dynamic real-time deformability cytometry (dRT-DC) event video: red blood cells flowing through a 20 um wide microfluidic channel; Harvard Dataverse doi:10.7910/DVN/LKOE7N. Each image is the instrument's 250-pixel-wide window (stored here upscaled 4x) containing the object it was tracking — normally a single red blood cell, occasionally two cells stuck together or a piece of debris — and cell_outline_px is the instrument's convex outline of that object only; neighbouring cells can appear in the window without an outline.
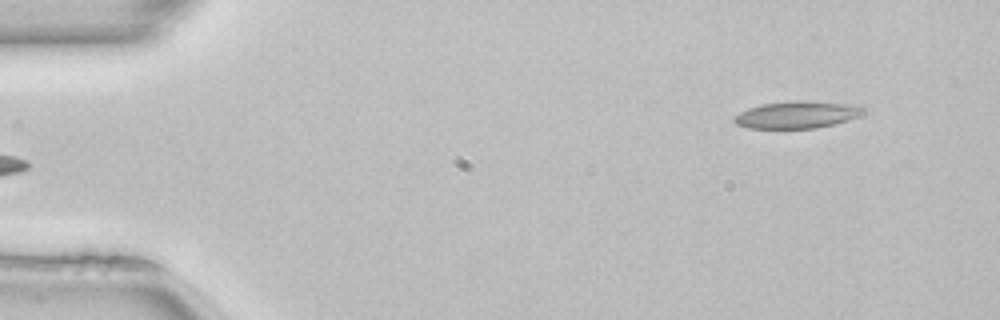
{"species": "common noctule bat (a hibernating species)", "species_latin": "Nyctalus noctula", "temperature_condition": "room temperature", "stored_images_in_passage": 47, "camera_frame_rate_fps": 3000, "um_per_image_px": 0.085, "animal": {"sex": "female", "body_mass_g": 22.7, "forearm_length_mm": 54.2}, "frame": {"image": 1, "passage_image": 1, "time_ms": 0.0, "image_size_px": [1000, 320], "cell_outline_px": [[864, 112], [848, 120], [816, 128], [748, 128], [736, 124], [732, 120], [740, 112], [748, 108], [760, 104], [800, 100], [856, 104], [864, 108]], "centroid_in_image_um": [67.73, 9.74], "position_along_channel_um": 17.3, "area_um2": 20.29}}
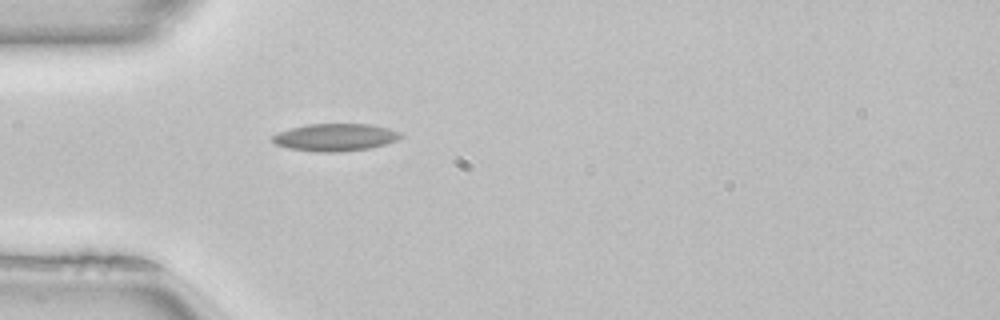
{"frame": {"image": 2, "passage_image": 11, "time_ms": 3.333, "image_size_px": [1000, 320], "cell_outline_px": [[404, 136], [396, 140], [384, 144], [368, 148], [340, 152], [316, 152], [288, 148], [276, 144], [272, 140], [272, 136], [280, 132], [292, 128], [308, 124], [368, 124], [388, 128], [400, 132]], "centroid_in_image_um": [28.5, 11.67], "position_along_channel_um": 56.5, "area_um2": 20.29}}
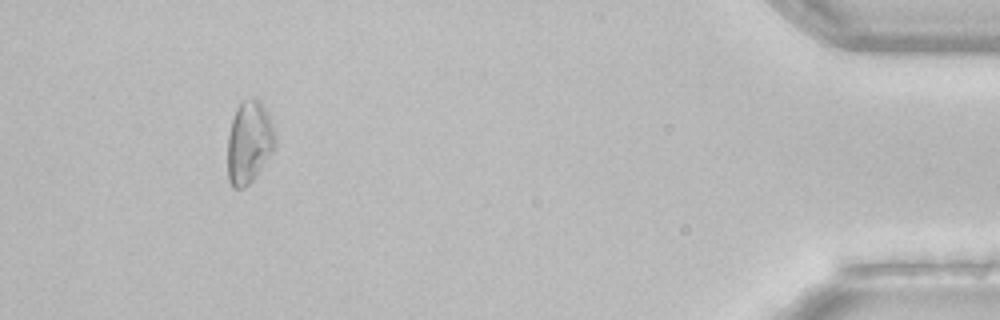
{"frame": {"image": 3, "passage_image": 43, "time_ms": 14.0, "image_size_px": [1000, 320], "cell_outline_px": [[276, 144], [252, 180], [244, 188], [232, 188], [228, 180], [228, 136], [232, 120], [236, 108], [244, 100], [256, 96], [264, 104], [276, 136]], "centroid_in_image_um": [21.16, 12.06], "position_along_channel_um": 414.0, "area_um2": 22.66}, "authors_computed_cell_mechanics": {"area_um2": 19.5364, "velocity_mm_per_s": 4.0414, "shape_relaxation_time_tau1_ms": null, "shape_relaxation_time_tau2_ms": 5.3958, "deformation_change_tau1": null, "deformation_change_tau2": 0.1326}}